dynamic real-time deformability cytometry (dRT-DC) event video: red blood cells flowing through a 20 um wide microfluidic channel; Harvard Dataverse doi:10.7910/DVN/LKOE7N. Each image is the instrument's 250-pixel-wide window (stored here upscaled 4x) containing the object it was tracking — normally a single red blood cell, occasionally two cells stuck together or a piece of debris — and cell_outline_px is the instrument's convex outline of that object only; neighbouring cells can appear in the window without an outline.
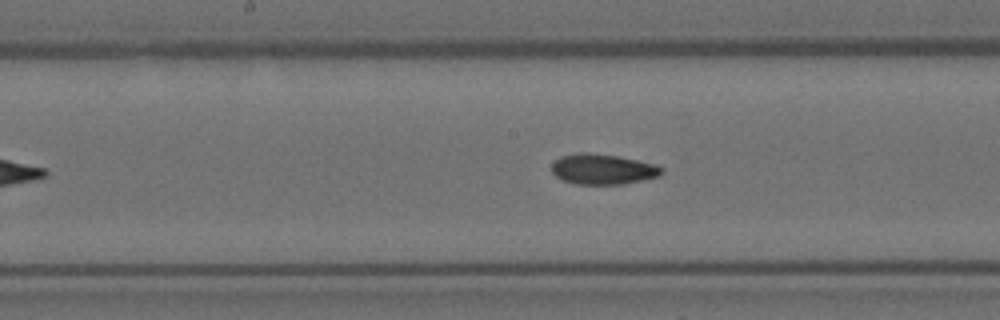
{"species": "Egyptian fruit bat (a non-hibernating species)", "species_latin": "Rousettus aegyptiacus", "temperature_condition": "room temperature", "stored_images_in_passage": 38, "camera_frame_rate_fps": 3000, "um_per_image_px": 0.085, "animal": {"sex": "female"}, "frame": {"image": 1, "passage_image": 19, "time_ms": 6.0, "image_size_px": [1000, 320], "cell_outline_px": [[664, 172], [660, 176], [624, 184], [576, 184], [564, 180], [556, 176], [552, 172], [552, 164], [560, 156], [580, 152], [584, 152], [616, 156], [636, 160], [652, 164], [664, 168]], "centroid_in_image_um": [51.24, 14.39], "position_along_channel_um": 197.0, "area_um2": 19.31}}
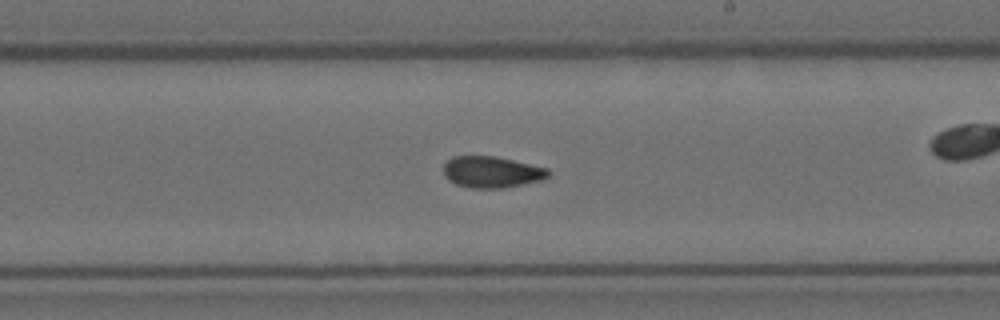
{"frame": {"image": 2, "passage_image": 23, "time_ms": 7.333, "image_size_px": [1000, 320], "cell_outline_px": [[552, 172], [544, 180], [524, 184], [500, 188], [472, 188], [456, 184], [448, 180], [444, 176], [444, 164], [452, 156], [496, 156], [548, 168]], "centroid_in_image_um": [41.82, 14.62], "position_along_channel_um": 247.2, "area_um2": 19.31}}